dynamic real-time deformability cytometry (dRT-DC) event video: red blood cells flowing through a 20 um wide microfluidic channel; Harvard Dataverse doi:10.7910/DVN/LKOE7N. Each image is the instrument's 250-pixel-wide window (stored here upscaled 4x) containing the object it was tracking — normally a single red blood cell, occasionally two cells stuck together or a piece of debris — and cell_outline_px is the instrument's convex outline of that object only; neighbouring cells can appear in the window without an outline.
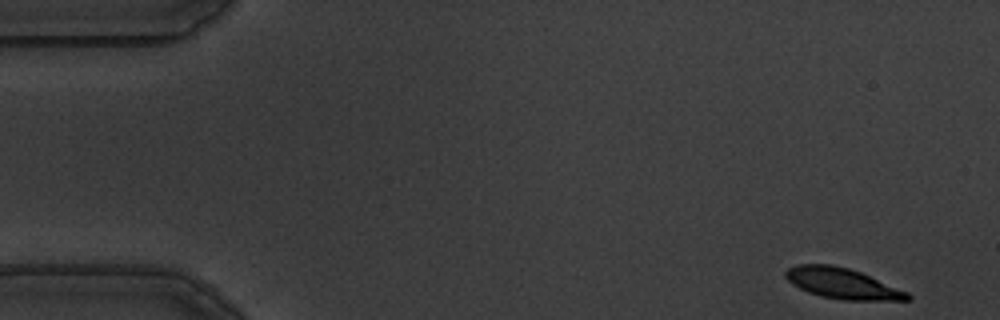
{"species": "common noctule bat (a hibernating species)", "species_latin": "Nyctalus noctula", "temperature_condition": "warm", "stored_images_in_passage": 54, "camera_frame_rate_fps": 3000, "um_per_image_px": 0.085, "animal": {"sex": "male", "body_mass_g": 19.5, "forearm_length_mm": 54.6}, "frame": {"image": 1, "passage_image": 1, "time_ms": 0.0, "image_size_px": [1000, 320], "cell_outline_px": [[912, 300], [840, 300], [820, 296], [808, 292], [792, 284], [784, 276], [784, 272], [788, 268], [800, 264], [832, 264], [848, 268], [860, 272], [908, 292], [912, 296]], "centroid_in_image_um": [71.59, 24.1], "position_along_channel_um": 13.4, "area_um2": 21.73}}
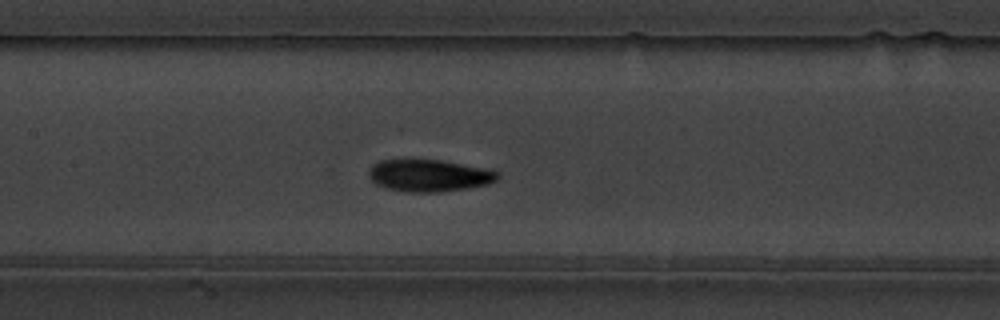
{"frame": {"image": 2, "passage_image": 24, "time_ms": 7.667, "image_size_px": [1000, 320], "cell_outline_px": [[500, 176], [496, 180], [488, 184], [468, 188], [440, 192], [408, 192], [384, 188], [376, 184], [368, 176], [368, 172], [372, 164], [380, 160], [440, 160], [484, 168], [500, 172]], "centroid_in_image_um": [36.46, 14.93], "position_along_channel_um": 170.9, "area_um2": 24.1}}
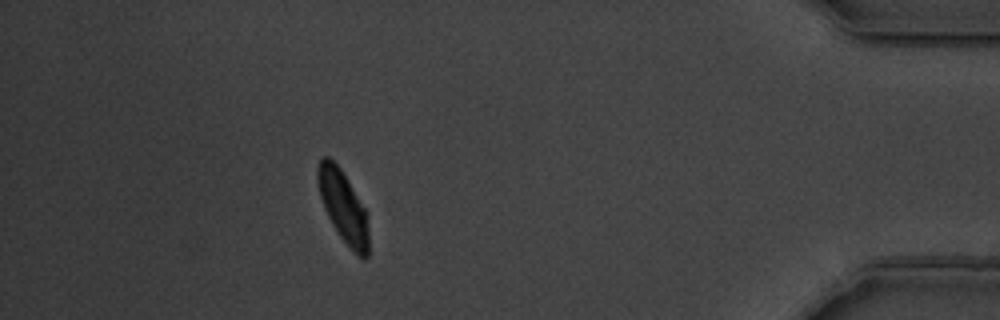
{"frame": {"image": 3, "passage_image": 48, "time_ms": 15.667, "image_size_px": [1000, 320], "cell_outline_px": [[368, 256], [364, 260], [340, 236], [332, 224], [324, 208], [320, 196], [316, 180], [316, 168], [320, 160], [324, 156], [328, 156], [340, 168], [364, 208], [368, 232]], "centroid_in_image_um": [29.12, 17.51], "position_along_channel_um": 406.1, "area_um2": 20.69}, "authors_computed_cell_mechanics": {"area_um2": 23.0333, "velocity_mm_per_s": 3.564, "shape_relaxation_time_tau1_ms": 2.5727, "shape_relaxation_time_tau2_ms": 1.4445, "deformation_change_tau1": 0.1395, "deformation_change_tau2": 0.0503}}